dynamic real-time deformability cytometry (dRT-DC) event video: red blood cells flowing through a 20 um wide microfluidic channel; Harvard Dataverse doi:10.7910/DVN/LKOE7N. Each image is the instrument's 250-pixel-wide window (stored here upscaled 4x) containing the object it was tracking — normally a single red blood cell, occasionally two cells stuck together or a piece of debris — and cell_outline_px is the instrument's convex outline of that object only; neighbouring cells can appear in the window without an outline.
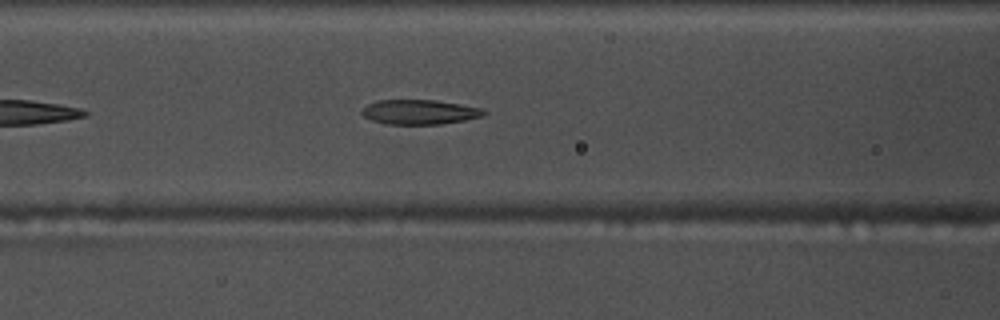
{"species": "common noctule bat (a hibernating species)", "species_latin": "Nyctalus noctula", "temperature_condition": "warm", "stored_images_in_passage": 23, "camera_frame_rate_fps": 3000, "um_per_image_px": 0.085, "animal": {"sex": "male", "body_mass_g": 17.5, "forearm_length_mm": 52.3}, "frame": {"image": 1, "passage_image": 10, "time_ms": 3.0, "image_size_px": [1000, 320], "cell_outline_px": [[488, 112], [484, 116], [464, 120], [440, 124], [384, 124], [372, 120], [364, 116], [360, 112], [368, 104], [376, 100], [436, 100], [484, 108]], "centroid_in_image_um": [35.69, 9.52], "position_along_channel_um": 130.9, "area_um2": 17.63}}
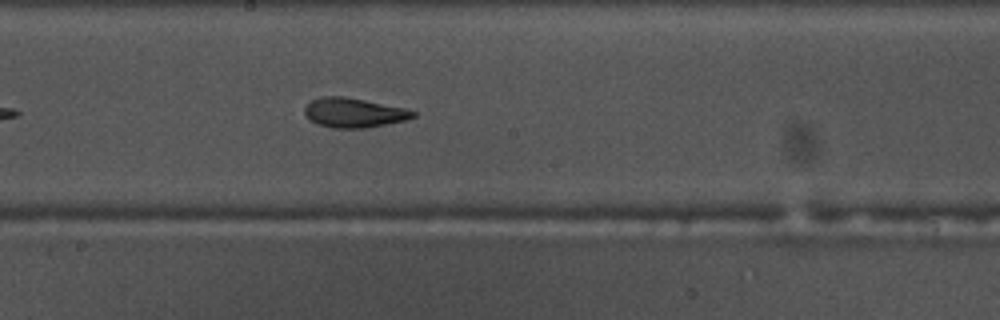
{"frame": {"image": 2, "passage_image": 17, "time_ms": 5.333, "image_size_px": [1000, 320], "cell_outline_px": [[416, 116], [408, 120], [364, 128], [332, 128], [320, 124], [312, 120], [304, 112], [304, 108], [312, 100], [320, 96], [344, 96], [408, 108], [416, 112]], "centroid_in_image_um": [30.14, 9.57], "position_along_channel_um": 218.1, "area_um2": 18.67}}